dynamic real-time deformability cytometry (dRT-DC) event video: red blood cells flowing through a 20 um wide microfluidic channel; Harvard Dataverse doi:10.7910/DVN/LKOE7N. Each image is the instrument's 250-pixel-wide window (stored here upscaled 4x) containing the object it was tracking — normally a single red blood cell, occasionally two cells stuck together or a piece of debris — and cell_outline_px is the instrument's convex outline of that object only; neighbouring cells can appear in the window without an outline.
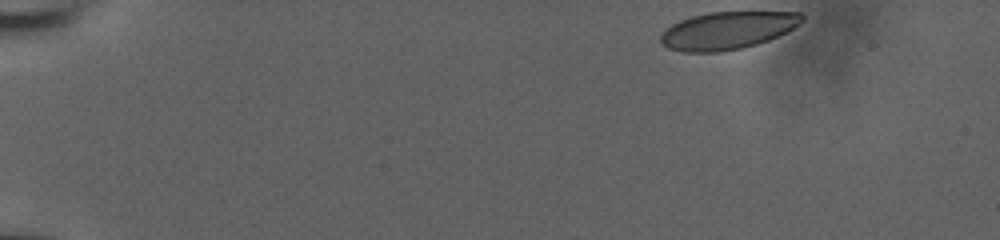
{"species": "human", "species_latin": "Homo sapiens", "temperature_condition": "room temperature", "stored_images_in_passage": 41, "camera_frame_rate_fps": 3000, "um_per_image_px": 0.085, "donor": {"sex": "male"}, "frame": {"image": 1, "passage_image": 1, "time_ms": 0.0, "image_size_px": [1000, 240], "cell_outline_px": [[804, 20], [788, 32], [768, 40], [756, 44], [740, 48], [720, 52], [684, 52], [668, 48], [660, 40], [660, 36], [672, 24], [680, 20], [692, 16], [708, 12], [800, 12], [804, 16]], "centroid_in_image_um": [61.86, 2.58], "position_along_channel_um": 23.1, "area_um2": 30.81}}
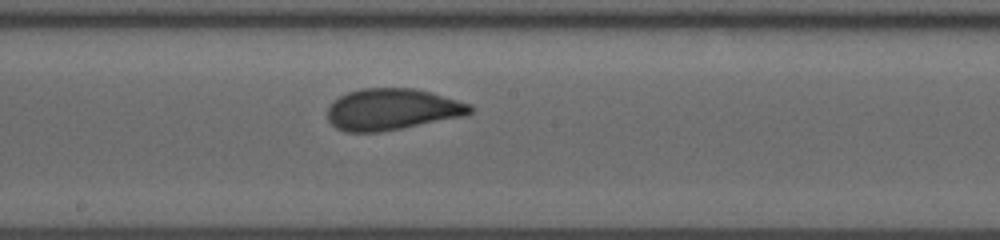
{"frame": {"image": 2, "passage_image": 23, "time_ms": 7.333, "image_size_px": [1000, 240], "cell_outline_px": [[472, 112], [464, 116], [380, 132], [344, 132], [336, 128], [328, 120], [328, 108], [332, 100], [348, 92], [364, 88], [412, 88], [432, 92], [472, 104]], "centroid_in_image_um": [33.32, 9.29], "position_along_channel_um": 214.9, "area_um2": 34.51}}
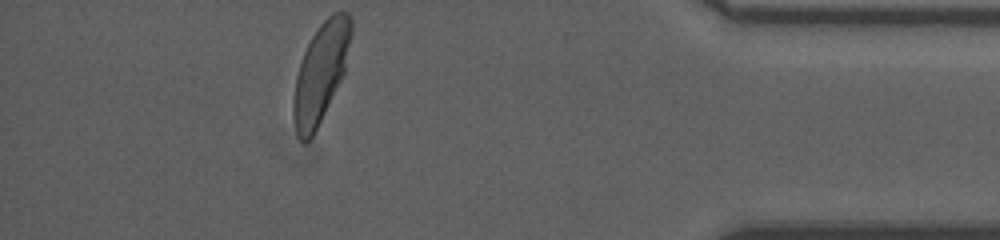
{"frame": {"image": 3, "passage_image": 41, "time_ms": 13.333, "image_size_px": [1000, 240], "cell_outline_px": [[352, 36], [344, 72], [312, 136], [304, 144], [296, 136], [292, 116], [292, 100], [296, 76], [304, 52], [312, 36], [320, 24], [332, 12], [348, 12], [352, 16]], "centroid_in_image_um": [27.24, 6.16], "position_along_channel_um": 408.0, "area_um2": 33.12}, "authors_computed_cell_mechanics": {"area_um2": 33.9286, "velocity_mm_per_s": 3.853, "shape_relaxation_time_tau1_ms": 5.5081, "shape_relaxation_time_tau2_ms": null, "deformation_change_tau1": 0.1428, "deformation_change_tau2": null}}